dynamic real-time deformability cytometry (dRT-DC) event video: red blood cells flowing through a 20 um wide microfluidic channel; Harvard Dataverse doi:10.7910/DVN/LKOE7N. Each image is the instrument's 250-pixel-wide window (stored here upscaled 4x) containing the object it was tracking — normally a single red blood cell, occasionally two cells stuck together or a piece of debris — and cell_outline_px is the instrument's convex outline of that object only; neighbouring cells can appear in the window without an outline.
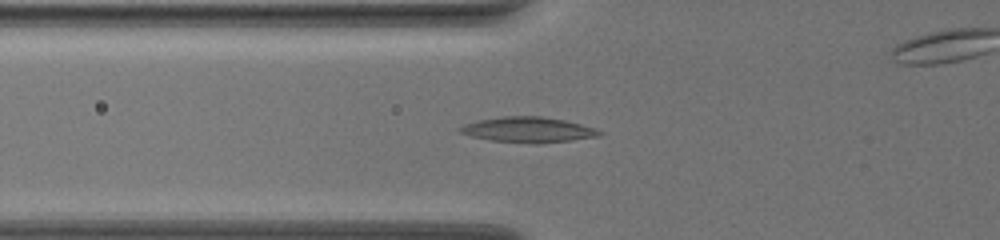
{"species": "common noctule bat (a hibernating species)", "species_latin": "Nyctalus noctula", "temperature_condition": "warm", "stored_images_in_passage": 26, "camera_frame_rate_fps": 3000, "um_per_image_px": 0.085, "animal": {"sex": "female", "body_mass_g": 19.5, "forearm_length_mm": 54.1}, "frame": {"image": 1, "passage_image": 9, "time_ms": 2.667, "image_size_px": [1000, 240], "cell_outline_px": [[604, 132], [600, 136], [572, 140], [536, 144], [532, 144], [488, 140], [456, 132], [456, 128], [464, 124], [480, 120], [504, 116], [540, 116], [564, 120], [596, 128]], "centroid_in_image_um": [44.87, 11.04], "position_along_channel_um": 80.9, "area_um2": 20.81}}
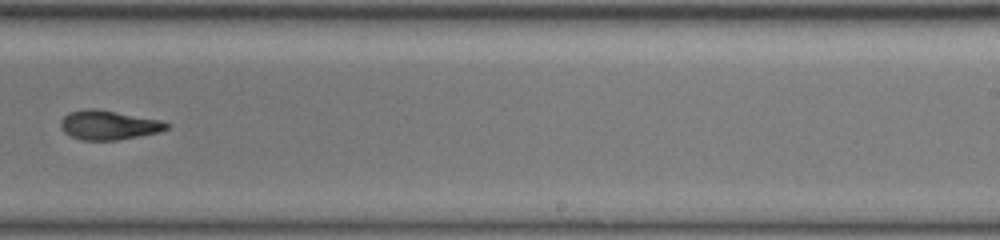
{"frame": {"image": 2, "passage_image": 16, "time_ms": 5.0, "image_size_px": [1000, 240], "cell_outline_px": [[172, 124], [168, 128], [156, 132], [140, 136], [116, 140], [80, 140], [64, 132], [60, 124], [60, 120], [68, 112], [84, 108], [96, 108], [160, 120]], "centroid_in_image_um": [9.2, 10.62], "position_along_channel_um": 279.8, "area_um2": 18.09}}
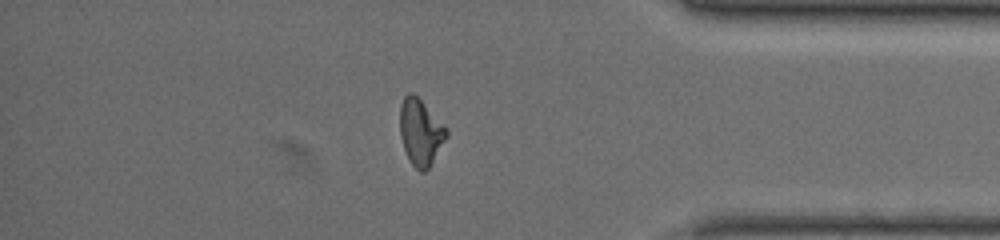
{"frame": {"image": 3, "passage_image": 22, "time_ms": 7.0, "image_size_px": [1000, 240], "cell_outline_px": [[448, 136], [428, 168], [424, 172], [420, 172], [412, 164], [404, 148], [400, 136], [400, 104], [404, 96], [408, 92], [412, 92], [448, 128]], "centroid_in_image_um": [35.75, 11.22], "position_along_channel_um": 399.5, "area_um2": 17.8}}